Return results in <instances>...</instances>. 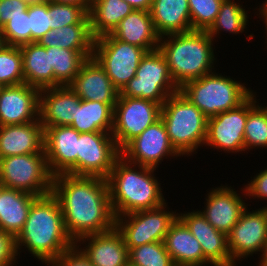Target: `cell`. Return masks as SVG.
<instances>
[{
    "mask_svg": "<svg viewBox=\"0 0 267 266\" xmlns=\"http://www.w3.org/2000/svg\"><path fill=\"white\" fill-rule=\"evenodd\" d=\"M170 143L183 157L196 154L204 146L208 118L180 91L170 95L161 107Z\"/></svg>",
    "mask_w": 267,
    "mask_h": 266,
    "instance_id": "obj_5",
    "label": "cell"
},
{
    "mask_svg": "<svg viewBox=\"0 0 267 266\" xmlns=\"http://www.w3.org/2000/svg\"><path fill=\"white\" fill-rule=\"evenodd\" d=\"M147 51L112 37L102 35L94 40L93 57L105 69L112 84L121 91L136 75V70Z\"/></svg>",
    "mask_w": 267,
    "mask_h": 266,
    "instance_id": "obj_10",
    "label": "cell"
},
{
    "mask_svg": "<svg viewBox=\"0 0 267 266\" xmlns=\"http://www.w3.org/2000/svg\"><path fill=\"white\" fill-rule=\"evenodd\" d=\"M15 244L18 258L24 246L45 266H50L64 251L75 245L66 231L60 203L52 193L38 197L32 203Z\"/></svg>",
    "mask_w": 267,
    "mask_h": 266,
    "instance_id": "obj_2",
    "label": "cell"
},
{
    "mask_svg": "<svg viewBox=\"0 0 267 266\" xmlns=\"http://www.w3.org/2000/svg\"><path fill=\"white\" fill-rule=\"evenodd\" d=\"M178 218L199 241L211 266H237L229 253L227 235L216 230L199 210L180 212Z\"/></svg>",
    "mask_w": 267,
    "mask_h": 266,
    "instance_id": "obj_19",
    "label": "cell"
},
{
    "mask_svg": "<svg viewBox=\"0 0 267 266\" xmlns=\"http://www.w3.org/2000/svg\"><path fill=\"white\" fill-rule=\"evenodd\" d=\"M260 253H262V254H259L260 257H258V259L260 258L259 259L260 262H258L257 266H267V240H266L264 246L262 247V250Z\"/></svg>",
    "mask_w": 267,
    "mask_h": 266,
    "instance_id": "obj_48",
    "label": "cell"
},
{
    "mask_svg": "<svg viewBox=\"0 0 267 266\" xmlns=\"http://www.w3.org/2000/svg\"><path fill=\"white\" fill-rule=\"evenodd\" d=\"M241 189L242 195L237 193L234 186L221 184L220 187L212 188L206 195L205 208L199 210L216 230L226 235L238 222L242 211L250 205L243 200V196L248 198L244 187Z\"/></svg>",
    "mask_w": 267,
    "mask_h": 266,
    "instance_id": "obj_17",
    "label": "cell"
},
{
    "mask_svg": "<svg viewBox=\"0 0 267 266\" xmlns=\"http://www.w3.org/2000/svg\"><path fill=\"white\" fill-rule=\"evenodd\" d=\"M54 3L82 6L88 13L91 7V0H51Z\"/></svg>",
    "mask_w": 267,
    "mask_h": 266,
    "instance_id": "obj_46",
    "label": "cell"
},
{
    "mask_svg": "<svg viewBox=\"0 0 267 266\" xmlns=\"http://www.w3.org/2000/svg\"><path fill=\"white\" fill-rule=\"evenodd\" d=\"M128 256L133 266H175L163 241L131 248Z\"/></svg>",
    "mask_w": 267,
    "mask_h": 266,
    "instance_id": "obj_36",
    "label": "cell"
},
{
    "mask_svg": "<svg viewBox=\"0 0 267 266\" xmlns=\"http://www.w3.org/2000/svg\"><path fill=\"white\" fill-rule=\"evenodd\" d=\"M27 11L30 16L31 43L38 42L51 30L48 2L29 4Z\"/></svg>",
    "mask_w": 267,
    "mask_h": 266,
    "instance_id": "obj_40",
    "label": "cell"
},
{
    "mask_svg": "<svg viewBox=\"0 0 267 266\" xmlns=\"http://www.w3.org/2000/svg\"><path fill=\"white\" fill-rule=\"evenodd\" d=\"M15 238L0 229V266H14L17 262Z\"/></svg>",
    "mask_w": 267,
    "mask_h": 266,
    "instance_id": "obj_41",
    "label": "cell"
},
{
    "mask_svg": "<svg viewBox=\"0 0 267 266\" xmlns=\"http://www.w3.org/2000/svg\"><path fill=\"white\" fill-rule=\"evenodd\" d=\"M256 95L254 91L238 107L209 117L204 146L217 151L220 149L229 154L245 153L244 128L248 113L259 103L260 99H257Z\"/></svg>",
    "mask_w": 267,
    "mask_h": 266,
    "instance_id": "obj_11",
    "label": "cell"
},
{
    "mask_svg": "<svg viewBox=\"0 0 267 266\" xmlns=\"http://www.w3.org/2000/svg\"><path fill=\"white\" fill-rule=\"evenodd\" d=\"M267 148V109L258 103L249 113L244 128V149Z\"/></svg>",
    "mask_w": 267,
    "mask_h": 266,
    "instance_id": "obj_34",
    "label": "cell"
},
{
    "mask_svg": "<svg viewBox=\"0 0 267 266\" xmlns=\"http://www.w3.org/2000/svg\"><path fill=\"white\" fill-rule=\"evenodd\" d=\"M214 40L207 31L192 30L160 37L159 51L166 59L171 78L180 89L189 81L215 71Z\"/></svg>",
    "mask_w": 267,
    "mask_h": 266,
    "instance_id": "obj_4",
    "label": "cell"
},
{
    "mask_svg": "<svg viewBox=\"0 0 267 266\" xmlns=\"http://www.w3.org/2000/svg\"><path fill=\"white\" fill-rule=\"evenodd\" d=\"M154 172L155 168L132 164L122 156L115 161L107 178L115 218L166 203L160 180Z\"/></svg>",
    "mask_w": 267,
    "mask_h": 266,
    "instance_id": "obj_3",
    "label": "cell"
},
{
    "mask_svg": "<svg viewBox=\"0 0 267 266\" xmlns=\"http://www.w3.org/2000/svg\"><path fill=\"white\" fill-rule=\"evenodd\" d=\"M0 184L37 197L52 193L53 175L45 153L0 158Z\"/></svg>",
    "mask_w": 267,
    "mask_h": 266,
    "instance_id": "obj_7",
    "label": "cell"
},
{
    "mask_svg": "<svg viewBox=\"0 0 267 266\" xmlns=\"http://www.w3.org/2000/svg\"><path fill=\"white\" fill-rule=\"evenodd\" d=\"M48 10L51 30L71 24H90L89 14L82 6L48 1Z\"/></svg>",
    "mask_w": 267,
    "mask_h": 266,
    "instance_id": "obj_37",
    "label": "cell"
},
{
    "mask_svg": "<svg viewBox=\"0 0 267 266\" xmlns=\"http://www.w3.org/2000/svg\"><path fill=\"white\" fill-rule=\"evenodd\" d=\"M91 57H93V51L50 47V66L53 68L55 86L70 85L82 64Z\"/></svg>",
    "mask_w": 267,
    "mask_h": 266,
    "instance_id": "obj_32",
    "label": "cell"
},
{
    "mask_svg": "<svg viewBox=\"0 0 267 266\" xmlns=\"http://www.w3.org/2000/svg\"><path fill=\"white\" fill-rule=\"evenodd\" d=\"M94 40L90 24H71L56 30H50L37 43L43 47L93 51Z\"/></svg>",
    "mask_w": 267,
    "mask_h": 266,
    "instance_id": "obj_31",
    "label": "cell"
},
{
    "mask_svg": "<svg viewBox=\"0 0 267 266\" xmlns=\"http://www.w3.org/2000/svg\"><path fill=\"white\" fill-rule=\"evenodd\" d=\"M81 100L116 104L120 91L112 84L105 69L94 58H88L69 85Z\"/></svg>",
    "mask_w": 267,
    "mask_h": 266,
    "instance_id": "obj_22",
    "label": "cell"
},
{
    "mask_svg": "<svg viewBox=\"0 0 267 266\" xmlns=\"http://www.w3.org/2000/svg\"><path fill=\"white\" fill-rule=\"evenodd\" d=\"M44 128V151L50 173L53 176L69 174L77 176L79 132L71 126Z\"/></svg>",
    "mask_w": 267,
    "mask_h": 266,
    "instance_id": "obj_16",
    "label": "cell"
},
{
    "mask_svg": "<svg viewBox=\"0 0 267 266\" xmlns=\"http://www.w3.org/2000/svg\"><path fill=\"white\" fill-rule=\"evenodd\" d=\"M52 194L60 203L66 231L74 242L115 227L107 179L59 174L53 176Z\"/></svg>",
    "mask_w": 267,
    "mask_h": 266,
    "instance_id": "obj_1",
    "label": "cell"
},
{
    "mask_svg": "<svg viewBox=\"0 0 267 266\" xmlns=\"http://www.w3.org/2000/svg\"><path fill=\"white\" fill-rule=\"evenodd\" d=\"M223 0H188L192 30L207 31L214 23Z\"/></svg>",
    "mask_w": 267,
    "mask_h": 266,
    "instance_id": "obj_38",
    "label": "cell"
},
{
    "mask_svg": "<svg viewBox=\"0 0 267 266\" xmlns=\"http://www.w3.org/2000/svg\"><path fill=\"white\" fill-rule=\"evenodd\" d=\"M255 9H257V11L259 12L258 14H256L257 16H259L257 18L261 17L262 19L260 20L263 21V23L265 24V30H266L265 33L267 35V0H264V2H262L261 5H259V8L255 7ZM265 43H267V41Z\"/></svg>",
    "mask_w": 267,
    "mask_h": 266,
    "instance_id": "obj_47",
    "label": "cell"
},
{
    "mask_svg": "<svg viewBox=\"0 0 267 266\" xmlns=\"http://www.w3.org/2000/svg\"><path fill=\"white\" fill-rule=\"evenodd\" d=\"M1 32L6 45L21 47L31 43L30 16L27 9L22 12V15L12 17L5 23Z\"/></svg>",
    "mask_w": 267,
    "mask_h": 266,
    "instance_id": "obj_39",
    "label": "cell"
},
{
    "mask_svg": "<svg viewBox=\"0 0 267 266\" xmlns=\"http://www.w3.org/2000/svg\"><path fill=\"white\" fill-rule=\"evenodd\" d=\"M244 189L246 197L250 200L252 198L260 199V201L267 200V168L254 175L253 179L244 186ZM264 207H267V205Z\"/></svg>",
    "mask_w": 267,
    "mask_h": 266,
    "instance_id": "obj_42",
    "label": "cell"
},
{
    "mask_svg": "<svg viewBox=\"0 0 267 266\" xmlns=\"http://www.w3.org/2000/svg\"><path fill=\"white\" fill-rule=\"evenodd\" d=\"M245 85L215 71L187 82L179 91L209 118L242 104L254 92Z\"/></svg>",
    "mask_w": 267,
    "mask_h": 266,
    "instance_id": "obj_6",
    "label": "cell"
},
{
    "mask_svg": "<svg viewBox=\"0 0 267 266\" xmlns=\"http://www.w3.org/2000/svg\"><path fill=\"white\" fill-rule=\"evenodd\" d=\"M114 106L115 104L81 100L76 108L75 119L70 126L79 133H112Z\"/></svg>",
    "mask_w": 267,
    "mask_h": 266,
    "instance_id": "obj_30",
    "label": "cell"
},
{
    "mask_svg": "<svg viewBox=\"0 0 267 266\" xmlns=\"http://www.w3.org/2000/svg\"><path fill=\"white\" fill-rule=\"evenodd\" d=\"M227 239L229 253L235 264L254 256V253L260 254L267 240V207L250 211L247 206Z\"/></svg>",
    "mask_w": 267,
    "mask_h": 266,
    "instance_id": "obj_14",
    "label": "cell"
},
{
    "mask_svg": "<svg viewBox=\"0 0 267 266\" xmlns=\"http://www.w3.org/2000/svg\"><path fill=\"white\" fill-rule=\"evenodd\" d=\"M6 45L3 34L0 30V50Z\"/></svg>",
    "mask_w": 267,
    "mask_h": 266,
    "instance_id": "obj_49",
    "label": "cell"
},
{
    "mask_svg": "<svg viewBox=\"0 0 267 266\" xmlns=\"http://www.w3.org/2000/svg\"><path fill=\"white\" fill-rule=\"evenodd\" d=\"M179 91L171 78L165 57L159 49L147 52L133 77L119 96L154 101L161 106L170 95Z\"/></svg>",
    "mask_w": 267,
    "mask_h": 266,
    "instance_id": "obj_8",
    "label": "cell"
},
{
    "mask_svg": "<svg viewBox=\"0 0 267 266\" xmlns=\"http://www.w3.org/2000/svg\"><path fill=\"white\" fill-rule=\"evenodd\" d=\"M131 5L135 10L150 11L152 0H124Z\"/></svg>",
    "mask_w": 267,
    "mask_h": 266,
    "instance_id": "obj_45",
    "label": "cell"
},
{
    "mask_svg": "<svg viewBox=\"0 0 267 266\" xmlns=\"http://www.w3.org/2000/svg\"><path fill=\"white\" fill-rule=\"evenodd\" d=\"M121 156L128 162L157 169L163 159L178 158L180 154L170 143L164 122L160 118L131 140Z\"/></svg>",
    "mask_w": 267,
    "mask_h": 266,
    "instance_id": "obj_15",
    "label": "cell"
},
{
    "mask_svg": "<svg viewBox=\"0 0 267 266\" xmlns=\"http://www.w3.org/2000/svg\"><path fill=\"white\" fill-rule=\"evenodd\" d=\"M248 11L245 10L242 2L239 4L235 0H223L219 13L207 33L213 40L220 38L218 36L222 31L232 33V35L243 33L247 29V23H249Z\"/></svg>",
    "mask_w": 267,
    "mask_h": 266,
    "instance_id": "obj_33",
    "label": "cell"
},
{
    "mask_svg": "<svg viewBox=\"0 0 267 266\" xmlns=\"http://www.w3.org/2000/svg\"><path fill=\"white\" fill-rule=\"evenodd\" d=\"M150 14L160 37L192 31L188 0H152Z\"/></svg>",
    "mask_w": 267,
    "mask_h": 266,
    "instance_id": "obj_26",
    "label": "cell"
},
{
    "mask_svg": "<svg viewBox=\"0 0 267 266\" xmlns=\"http://www.w3.org/2000/svg\"><path fill=\"white\" fill-rule=\"evenodd\" d=\"M167 204L115 218V227L123 236L128 250L143 244L164 241L171 224L178 217L177 210L169 211Z\"/></svg>",
    "mask_w": 267,
    "mask_h": 266,
    "instance_id": "obj_9",
    "label": "cell"
},
{
    "mask_svg": "<svg viewBox=\"0 0 267 266\" xmlns=\"http://www.w3.org/2000/svg\"><path fill=\"white\" fill-rule=\"evenodd\" d=\"M37 196L2 186L0 188V229L14 238L21 232Z\"/></svg>",
    "mask_w": 267,
    "mask_h": 266,
    "instance_id": "obj_27",
    "label": "cell"
},
{
    "mask_svg": "<svg viewBox=\"0 0 267 266\" xmlns=\"http://www.w3.org/2000/svg\"><path fill=\"white\" fill-rule=\"evenodd\" d=\"M28 4H33V3H41L43 2L42 0H25Z\"/></svg>",
    "mask_w": 267,
    "mask_h": 266,
    "instance_id": "obj_50",
    "label": "cell"
},
{
    "mask_svg": "<svg viewBox=\"0 0 267 266\" xmlns=\"http://www.w3.org/2000/svg\"><path fill=\"white\" fill-rule=\"evenodd\" d=\"M161 105L147 99L119 96L114 106L112 136L121 151L160 119Z\"/></svg>",
    "mask_w": 267,
    "mask_h": 266,
    "instance_id": "obj_12",
    "label": "cell"
},
{
    "mask_svg": "<svg viewBox=\"0 0 267 266\" xmlns=\"http://www.w3.org/2000/svg\"><path fill=\"white\" fill-rule=\"evenodd\" d=\"M51 266H94L82 251L74 245L70 249L64 251Z\"/></svg>",
    "mask_w": 267,
    "mask_h": 266,
    "instance_id": "obj_43",
    "label": "cell"
},
{
    "mask_svg": "<svg viewBox=\"0 0 267 266\" xmlns=\"http://www.w3.org/2000/svg\"><path fill=\"white\" fill-rule=\"evenodd\" d=\"M116 39L144 48L157 50L160 36L156 33L150 11L133 10L110 33Z\"/></svg>",
    "mask_w": 267,
    "mask_h": 266,
    "instance_id": "obj_25",
    "label": "cell"
},
{
    "mask_svg": "<svg viewBox=\"0 0 267 266\" xmlns=\"http://www.w3.org/2000/svg\"><path fill=\"white\" fill-rule=\"evenodd\" d=\"M28 5L25 0H0V30L12 17L22 15Z\"/></svg>",
    "mask_w": 267,
    "mask_h": 266,
    "instance_id": "obj_44",
    "label": "cell"
},
{
    "mask_svg": "<svg viewBox=\"0 0 267 266\" xmlns=\"http://www.w3.org/2000/svg\"><path fill=\"white\" fill-rule=\"evenodd\" d=\"M133 10L124 0H91L88 14L92 36L97 38L110 34Z\"/></svg>",
    "mask_w": 267,
    "mask_h": 266,
    "instance_id": "obj_29",
    "label": "cell"
},
{
    "mask_svg": "<svg viewBox=\"0 0 267 266\" xmlns=\"http://www.w3.org/2000/svg\"><path fill=\"white\" fill-rule=\"evenodd\" d=\"M121 156L111 133L84 132L79 134L77 176L107 179L115 161Z\"/></svg>",
    "mask_w": 267,
    "mask_h": 266,
    "instance_id": "obj_13",
    "label": "cell"
},
{
    "mask_svg": "<svg viewBox=\"0 0 267 266\" xmlns=\"http://www.w3.org/2000/svg\"><path fill=\"white\" fill-rule=\"evenodd\" d=\"M75 245L94 266H125L129 263L128 247L116 227L107 232L83 236Z\"/></svg>",
    "mask_w": 267,
    "mask_h": 266,
    "instance_id": "obj_20",
    "label": "cell"
},
{
    "mask_svg": "<svg viewBox=\"0 0 267 266\" xmlns=\"http://www.w3.org/2000/svg\"><path fill=\"white\" fill-rule=\"evenodd\" d=\"M25 83L20 47L5 45L0 50V86Z\"/></svg>",
    "mask_w": 267,
    "mask_h": 266,
    "instance_id": "obj_35",
    "label": "cell"
},
{
    "mask_svg": "<svg viewBox=\"0 0 267 266\" xmlns=\"http://www.w3.org/2000/svg\"><path fill=\"white\" fill-rule=\"evenodd\" d=\"M40 89L26 83L0 88V126L39 119Z\"/></svg>",
    "mask_w": 267,
    "mask_h": 266,
    "instance_id": "obj_18",
    "label": "cell"
},
{
    "mask_svg": "<svg viewBox=\"0 0 267 266\" xmlns=\"http://www.w3.org/2000/svg\"><path fill=\"white\" fill-rule=\"evenodd\" d=\"M81 98L69 85L40 89L39 118L43 127L70 126Z\"/></svg>",
    "mask_w": 267,
    "mask_h": 266,
    "instance_id": "obj_21",
    "label": "cell"
},
{
    "mask_svg": "<svg viewBox=\"0 0 267 266\" xmlns=\"http://www.w3.org/2000/svg\"><path fill=\"white\" fill-rule=\"evenodd\" d=\"M163 242L175 266L211 265L204 257L199 241L178 217L171 224Z\"/></svg>",
    "mask_w": 267,
    "mask_h": 266,
    "instance_id": "obj_24",
    "label": "cell"
},
{
    "mask_svg": "<svg viewBox=\"0 0 267 266\" xmlns=\"http://www.w3.org/2000/svg\"><path fill=\"white\" fill-rule=\"evenodd\" d=\"M20 49L25 83L39 89L55 87L53 68L50 66V47L33 42L21 46Z\"/></svg>",
    "mask_w": 267,
    "mask_h": 266,
    "instance_id": "obj_28",
    "label": "cell"
},
{
    "mask_svg": "<svg viewBox=\"0 0 267 266\" xmlns=\"http://www.w3.org/2000/svg\"><path fill=\"white\" fill-rule=\"evenodd\" d=\"M32 153H45L40 118L26 124L0 126V158Z\"/></svg>",
    "mask_w": 267,
    "mask_h": 266,
    "instance_id": "obj_23",
    "label": "cell"
}]
</instances>
